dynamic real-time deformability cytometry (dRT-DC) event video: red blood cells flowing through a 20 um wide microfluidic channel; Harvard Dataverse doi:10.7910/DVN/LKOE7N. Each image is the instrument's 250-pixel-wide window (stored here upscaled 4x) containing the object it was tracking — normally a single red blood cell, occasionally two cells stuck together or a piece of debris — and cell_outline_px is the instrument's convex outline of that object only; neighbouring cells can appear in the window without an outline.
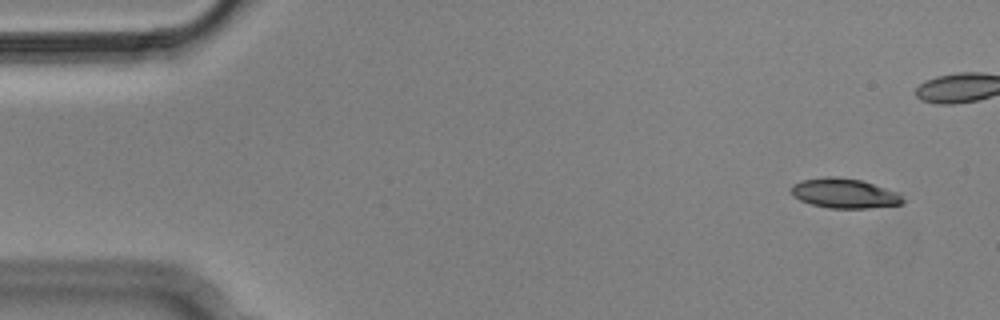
{"species": "Egyptian fruit bat (a non-hibernating species)", "species_latin": "Rousettus aegyptiacus", "temperature_condition": "cold", "stored_images_in_passage": 9, "camera_frame_rate_fps": 3000, "um_per_image_px": 0.085, "animal": {"sex": "male"}, "frame": {"image": 1, "passage_image": 1, "time_ms": 0.0, "image_size_px": [1000, 320], "cell_outline_px": [[904, 204], [868, 208], [828, 208], [812, 204], [800, 200], [792, 196], [792, 184], [800, 180], [824, 176], [836, 176], [860, 180], [900, 192], [904, 200]], "centroid_in_image_um": [71.78, 16.42], "position_along_channel_um": 13.2, "area_um2": 19.54}}
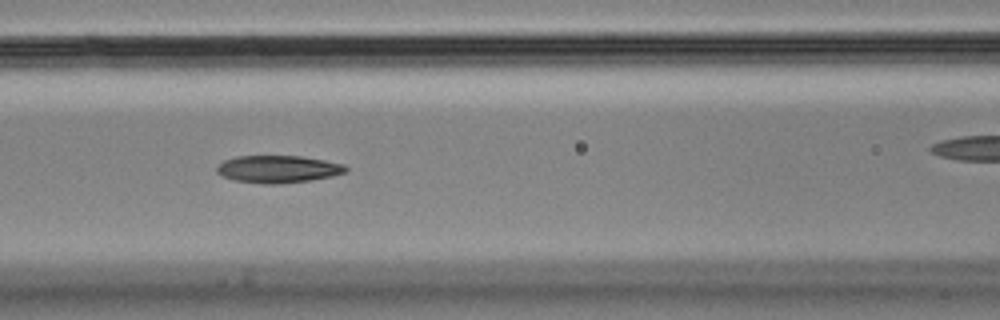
{"frame": {"image": 2, "passage_image": 7, "time_ms": 2.0, "image_size_px": [1000, 320], "cell_outline_px": [[348, 172], [332, 176], [308, 180], [276, 184], [264, 184], [236, 180], [224, 176], [216, 172], [216, 168], [224, 160], [236, 156], [300, 156], [324, 160], [344, 164], [348, 168]], "centroid_in_image_um": [23.66, 14.37], "position_along_channel_um": 142.9, "area_um2": 20.4}}
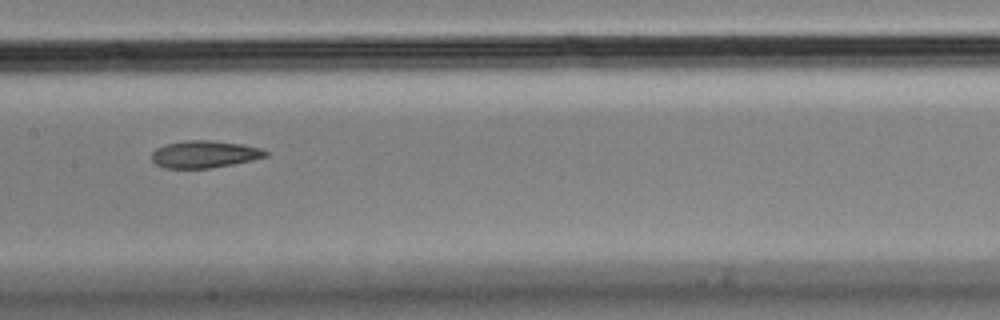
{"frame": {"image": 3, "passage_image": 9, "time_ms": 2.667, "image_size_px": [1000, 320], "cell_outline_px": [[268, 156], [252, 160], [232, 164], [208, 168], [164, 168], [156, 164], [152, 160], [152, 152], [156, 148], [164, 144], [184, 140], [212, 140], [240, 144], [264, 148], [268, 152]], "centroid_in_image_um": [17.38, 13.1], "position_along_channel_um": 190.0, "area_um2": 18.15}}